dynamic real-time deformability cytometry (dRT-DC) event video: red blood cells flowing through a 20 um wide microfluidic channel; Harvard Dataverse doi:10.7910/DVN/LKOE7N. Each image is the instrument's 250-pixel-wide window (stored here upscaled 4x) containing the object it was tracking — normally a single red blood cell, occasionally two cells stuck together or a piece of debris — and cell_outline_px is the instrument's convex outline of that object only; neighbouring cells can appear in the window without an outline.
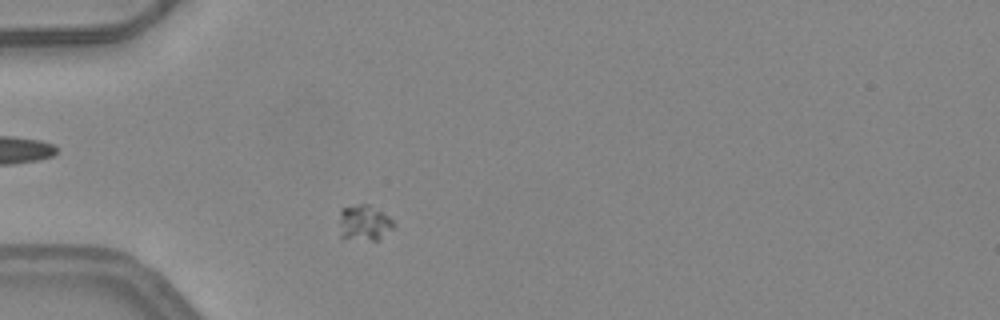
{"species": "common noctule bat (a hibernating species)", "species_latin": "Nyctalus noctula", "temperature_condition": "warm", "stored_images_in_passage": 5, "camera_frame_rate_fps": 3000, "um_per_image_px": 0.085, "animal": {"sex": "female", "body_mass_g": 24.6, "forearm_length_mm": 56.2}, "frame": {"image": 1, "passage_image": 5, "time_ms": 1.333, "image_size_px": [1000, 320], "cell_outline_px": [[396, 224], [380, 240], [372, 240], [340, 236], [340, 208], [360, 204], [368, 204], [388, 216]], "centroid_in_image_um": [30.97, 18.92], "position_along_channel_um": 54.0, "area_um2": 11.1}}